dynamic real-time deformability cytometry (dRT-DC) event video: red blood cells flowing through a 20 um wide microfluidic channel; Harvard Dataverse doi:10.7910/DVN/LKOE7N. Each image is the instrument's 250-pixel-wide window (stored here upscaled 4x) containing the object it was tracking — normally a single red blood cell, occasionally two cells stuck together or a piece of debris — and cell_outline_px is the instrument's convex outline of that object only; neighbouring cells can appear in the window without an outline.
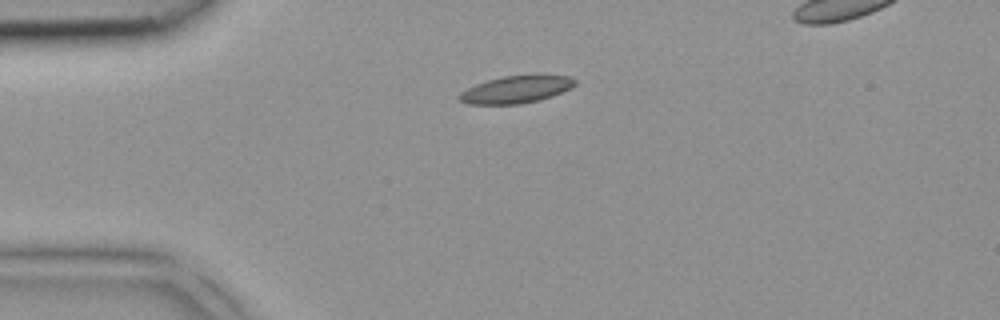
{"species": "common noctule bat (a hibernating species)", "species_latin": "Nyctalus noctula", "temperature_condition": "room temperature", "stored_images_in_passage": 2, "segment_of_instrument_passage": [1, 2], "camera_frame_rate_fps": 3000, "um_per_image_px": 0.085, "animal": {"sex": "female", "body_mass_g": 18.4}, "frame": {"image": 1, "passage_image": 1, "time_ms": 0.0, "image_size_px": [1000, 320], "cell_outline_px": [[576, 84], [572, 88], [552, 96], [540, 100], [520, 104], [468, 104], [460, 100], [460, 92], [476, 84], [488, 80], [504, 76], [536, 72], [572, 76], [576, 80]], "centroid_in_image_um": [43.99, 7.55], "position_along_channel_um": 41.0, "area_um2": 19.07}}